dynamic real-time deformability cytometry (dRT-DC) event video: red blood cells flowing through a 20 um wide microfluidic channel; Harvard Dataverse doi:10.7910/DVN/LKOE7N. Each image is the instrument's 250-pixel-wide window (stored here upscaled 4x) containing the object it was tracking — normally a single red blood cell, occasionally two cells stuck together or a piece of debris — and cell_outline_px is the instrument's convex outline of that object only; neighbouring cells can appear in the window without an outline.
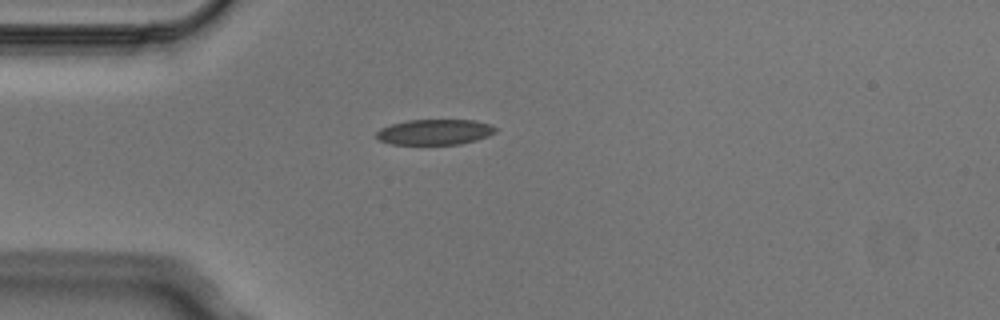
{"species": "Egyptian fruit bat (a non-hibernating species)", "species_latin": "Rousettus aegyptiacus", "temperature_condition": "cold", "stored_images_in_passage": 3, "camera_frame_rate_fps": 3000, "um_per_image_px": 0.085, "animal": {"sex": "male"}, "frame": {"image": 1, "passage_image": 3, "time_ms": 0.667, "image_size_px": [1000, 320], "cell_outline_px": [[496, 132], [488, 136], [476, 140], [460, 144], [392, 144], [380, 140], [376, 136], [376, 132], [380, 128], [392, 124], [408, 120], [476, 120], [488, 124], [496, 128]], "centroid_in_image_um": [36.96, 11.22], "position_along_channel_um": 48.0, "area_um2": 17.57}}